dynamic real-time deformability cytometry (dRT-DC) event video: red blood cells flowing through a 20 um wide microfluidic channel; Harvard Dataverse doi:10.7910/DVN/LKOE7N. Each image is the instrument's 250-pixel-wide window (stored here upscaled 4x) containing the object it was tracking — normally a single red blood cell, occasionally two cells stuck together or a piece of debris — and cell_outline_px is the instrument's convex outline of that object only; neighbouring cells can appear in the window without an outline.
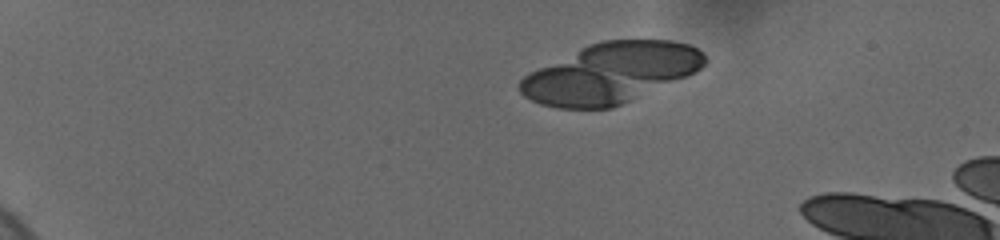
{"species": "human", "species_latin": "Homo sapiens", "temperature_condition": "cold", "stored_images_in_passage": 14, "camera_frame_rate_fps": 3000, "um_per_image_px": 0.085, "donor": {"sex": "female"}, "frame": {"image": 1, "passage_image": 5, "time_ms": 3.667, "image_size_px": [1000, 240], "cell_outline_px": [[704, 64], [700, 68], [684, 76], [612, 108], [556, 108], [540, 104], [524, 96], [520, 92], [520, 80], [524, 76], [588, 44], [604, 40], [672, 40], [688, 44], [696, 48], [704, 56]], "centroid_in_image_um": [51.86, 6.21], "position_along_channel_um": 33.1, "area_um2": 63.29}}